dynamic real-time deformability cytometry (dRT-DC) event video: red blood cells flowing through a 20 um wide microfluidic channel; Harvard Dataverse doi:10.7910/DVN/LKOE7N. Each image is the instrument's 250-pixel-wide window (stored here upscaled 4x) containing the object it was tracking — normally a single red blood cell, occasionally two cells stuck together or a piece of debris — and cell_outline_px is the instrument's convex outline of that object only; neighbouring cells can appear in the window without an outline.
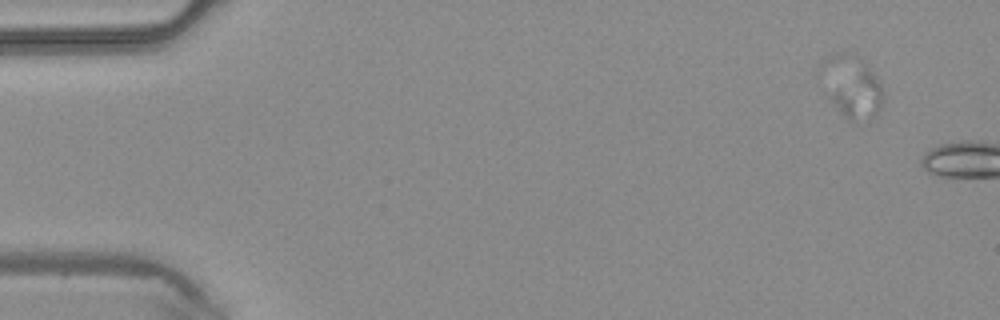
{"species": "common noctule bat (a hibernating species)", "species_latin": "Nyctalus noctula", "temperature_condition": "warm", "stored_images_in_passage": 7, "camera_frame_rate_fps": 3000, "um_per_image_px": 0.085, "animal": {"sex": "male", "body_mass_g": 20.4}, "frame": {"image": 1, "passage_image": 5, "time_ms": 1.333, "image_size_px": [1000, 320], "cell_outline_px": [[884, 92], [880, 108], [876, 116], [856, 124], [852, 124], [840, 112], [832, 100], [832, 96], [856, 56], [876, 76]], "centroid_in_image_um": [72.98, 7.97], "position_along_channel_um": 12.0, "area_um2": 15.84}}